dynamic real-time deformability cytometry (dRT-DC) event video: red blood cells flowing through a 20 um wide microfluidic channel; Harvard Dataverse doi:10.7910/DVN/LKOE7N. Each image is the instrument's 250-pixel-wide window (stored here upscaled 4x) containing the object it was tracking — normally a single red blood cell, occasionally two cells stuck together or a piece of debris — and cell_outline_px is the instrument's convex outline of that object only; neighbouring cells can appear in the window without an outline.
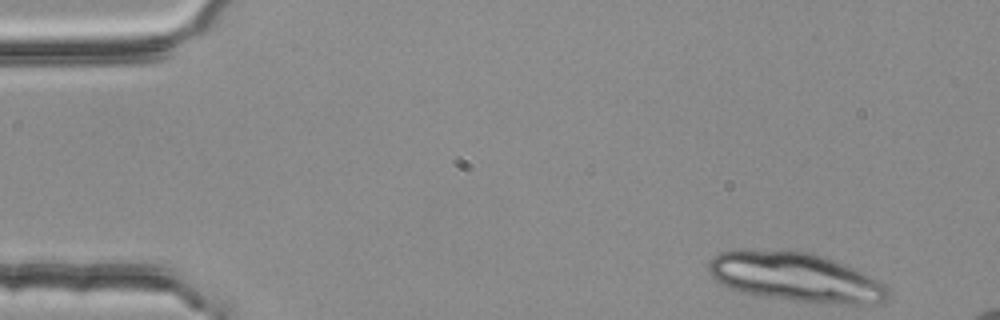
{"species": "common noctule bat (a hibernating species)", "species_latin": "Nyctalus noctula", "temperature_condition": "room temperature", "stored_images_in_passage": 13, "camera_frame_rate_fps": 3000, "um_per_image_px": 0.085, "animal": {"sex": "female", "body_mass_g": 25.1}, "frame": {"image": 1, "passage_image": 1, "time_ms": 0.0, "image_size_px": [1000, 320], "cell_outline_px": [[888, 296], [884, 304], [848, 304], [796, 300], [756, 296], [740, 292], [728, 288], [720, 284], [708, 272], [708, 260], [712, 256], [720, 252], [736, 248], [748, 248], [812, 252], [824, 256], [844, 264], [884, 284], [888, 288]], "centroid_in_image_um": [67.53, 23.53], "position_along_channel_um": 17.5, "area_um2": 51.9}}